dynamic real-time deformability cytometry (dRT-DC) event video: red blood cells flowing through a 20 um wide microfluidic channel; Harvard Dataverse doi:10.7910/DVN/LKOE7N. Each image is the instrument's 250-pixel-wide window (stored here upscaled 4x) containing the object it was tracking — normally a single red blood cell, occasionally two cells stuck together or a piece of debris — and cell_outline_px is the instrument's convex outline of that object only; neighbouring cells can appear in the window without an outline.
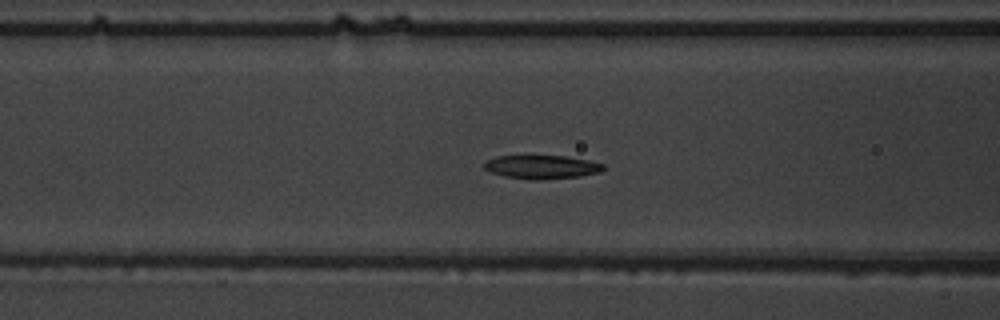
{"species": "common noctule bat (a hibernating species)", "species_latin": "Nyctalus noctula", "temperature_condition": "warm", "stored_images_in_passage": 48, "camera_frame_rate_fps": 3000, "um_per_image_px": 0.085, "animal": {"sex": "male", "body_mass_g": 19.5, "forearm_length_mm": 54.6}, "frame": {"image": 1, "passage_image": 16, "time_ms": 5.0, "image_size_px": [1000, 320], "cell_outline_px": [[604, 168], [600, 172], [580, 176], [536, 180], [532, 180], [504, 176], [488, 172], [484, 168], [484, 164], [488, 160], [496, 156], [568, 156], [588, 160], [604, 164]], "centroid_in_image_um": [46.04, 14.19], "position_along_channel_um": 120.6, "area_um2": 16.36}}
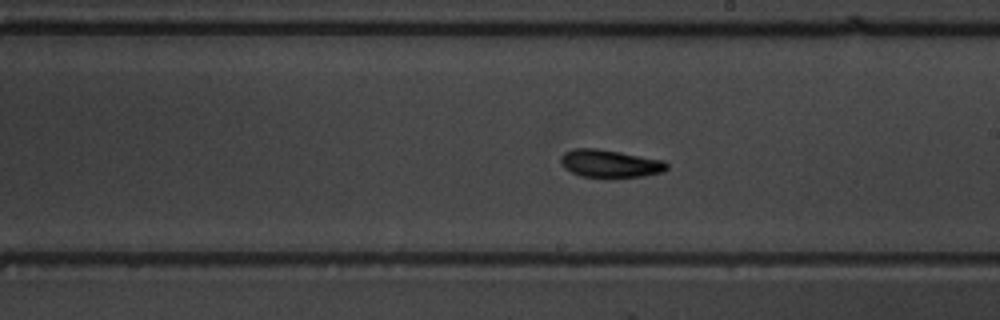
{"frame": {"image": 2, "passage_image": 25, "time_ms": 8.0, "image_size_px": [1000, 320], "cell_outline_px": [[668, 168], [664, 172], [644, 176], [580, 176], [564, 168], [560, 164], [560, 156], [564, 152], [572, 148], [596, 148], [620, 152], [664, 160], [668, 164]], "centroid_in_image_um": [51.83, 13.88], "position_along_channel_um": 237.2, "area_um2": 17.05}}
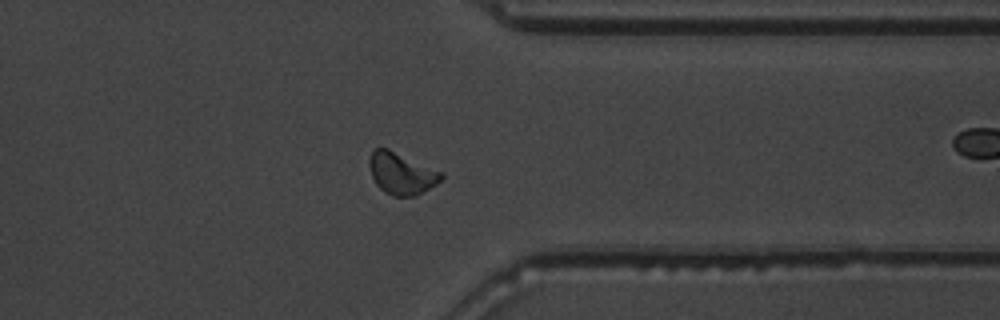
{"frame": {"image": 3, "passage_image": 36, "time_ms": 11.667, "image_size_px": [1000, 320], "cell_outline_px": [[444, 176], [436, 184], [416, 196], [392, 196], [384, 192], [376, 184], [372, 176], [368, 164], [368, 160], [372, 148], [388, 148], [444, 172]], "centroid_in_image_um": [34.11, 14.73], "position_along_channel_um": 377.3, "area_um2": 17.74}, "authors_computed_cell_mechanics": {"area_um2": 16.6464, "velocity_mm_per_s": 3.8934, "shape_relaxation_time_tau1_ms": 5.4575, "shape_relaxation_time_tau2_ms": 3.4994, "deformation_change_tau1": 0.1522, "deformation_change_tau2": 0.0897}}